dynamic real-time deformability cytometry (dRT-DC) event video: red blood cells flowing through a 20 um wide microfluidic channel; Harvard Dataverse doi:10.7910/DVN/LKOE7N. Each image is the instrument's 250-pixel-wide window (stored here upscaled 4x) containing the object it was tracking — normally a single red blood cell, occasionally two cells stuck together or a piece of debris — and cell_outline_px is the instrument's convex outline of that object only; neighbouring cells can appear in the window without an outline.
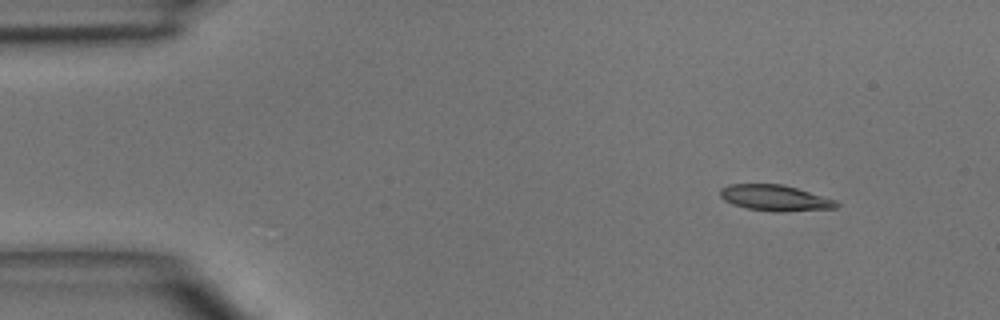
{"species": "common noctule bat (a hibernating species)", "species_latin": "Nyctalus noctula", "temperature_condition": "room temperature", "stored_images_in_passage": 4, "camera_frame_rate_fps": 3000, "um_per_image_px": 0.085, "animal": {"sex": "male", "body_mass_g": 15.6}, "frame": {"image": 1, "passage_image": 1, "time_ms": 0.0, "image_size_px": [1000, 320], "cell_outline_px": [[840, 204], [836, 208], [776, 212], [772, 212], [748, 208], [732, 204], [724, 200], [720, 196], [720, 188], [728, 184], [784, 184], [836, 200]], "centroid_in_image_um": [65.86, 16.82], "position_along_channel_um": 19.1, "area_um2": 17.57}}
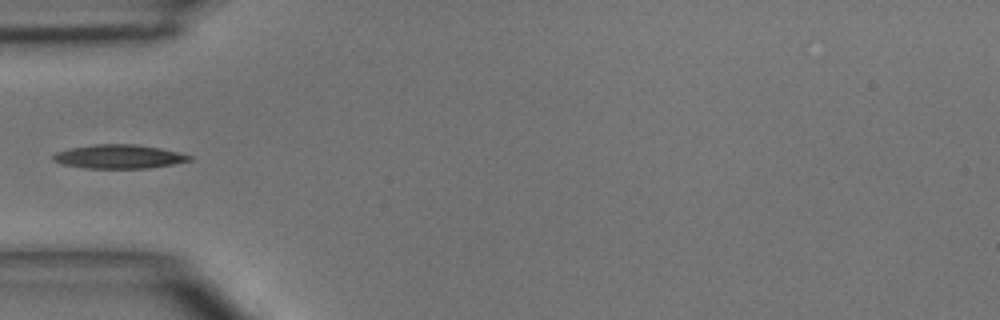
{"frame": {"image": 2, "passage_image": 4, "time_ms": 3.333, "image_size_px": [1000, 320], "cell_outline_px": [[192, 160], [172, 164], [148, 168], [84, 168], [64, 164], [52, 160], [52, 156], [56, 152], [68, 148], [92, 144], [136, 144], [160, 148], [180, 152], [192, 156]], "centroid_in_image_um": [10.1, 13.3], "position_along_channel_um": 74.9, "area_um2": 19.02}}